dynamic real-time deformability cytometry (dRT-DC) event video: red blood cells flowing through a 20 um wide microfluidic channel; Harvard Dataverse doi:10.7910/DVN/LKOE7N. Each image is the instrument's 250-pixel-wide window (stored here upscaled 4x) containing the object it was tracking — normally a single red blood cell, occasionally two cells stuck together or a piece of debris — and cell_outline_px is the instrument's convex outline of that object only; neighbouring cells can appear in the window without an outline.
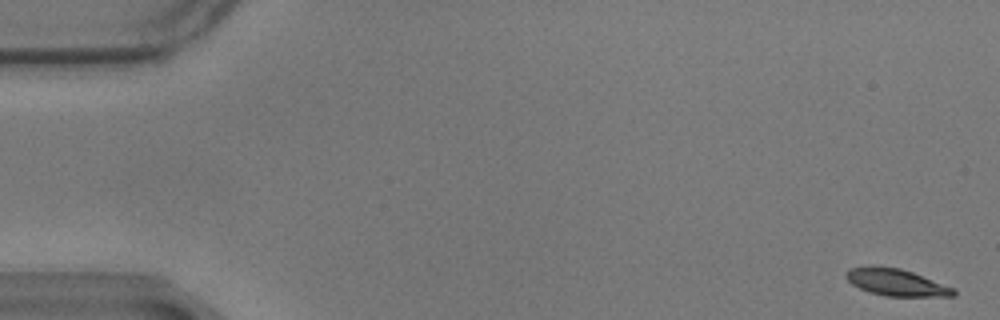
{"species": "common noctule bat (a hibernating species)", "species_latin": "Nyctalus noctula", "temperature_condition": "warm", "stored_images_in_passage": 58, "camera_frame_rate_fps": 3000, "um_per_image_px": 0.085, "animal": {"sex": "male", "body_mass_g": 17.9}, "frame": {"image": 1, "passage_image": 1, "time_ms": 0.0, "image_size_px": [1000, 320], "cell_outline_px": [[956, 296], [884, 296], [868, 292], [852, 284], [844, 276], [848, 268], [872, 264], [900, 268], [912, 272], [956, 288]], "centroid_in_image_um": [76.15, 23.98], "position_along_channel_um": 8.8, "area_um2": 17.22}}
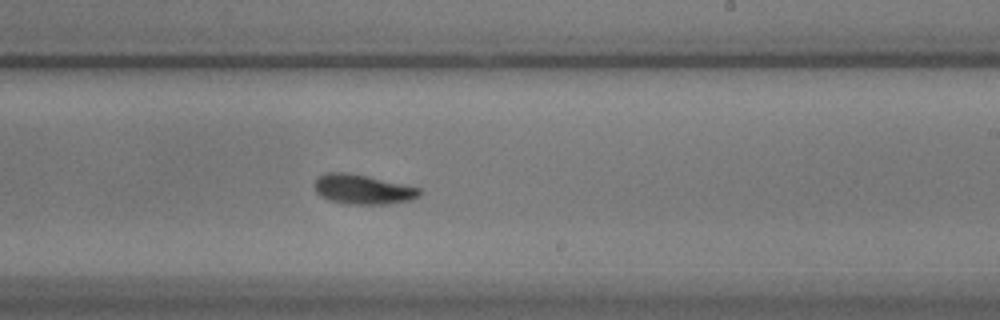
{"frame": {"image": 2, "passage_image": 35, "time_ms": 11.333, "image_size_px": [1000, 320], "cell_outline_px": [[420, 196], [408, 200], [384, 204], [348, 204], [328, 200], [320, 196], [316, 192], [312, 184], [324, 172], [348, 172], [368, 176], [420, 188]], "centroid_in_image_um": [30.77, 16.08], "position_along_channel_um": 258.2, "area_um2": 18.15}}
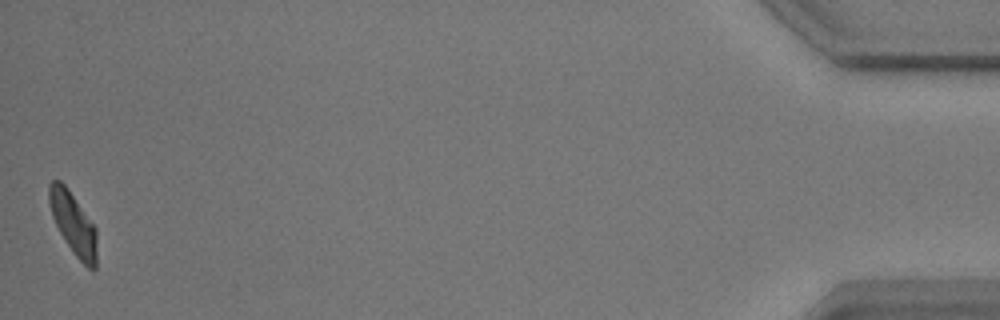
{"frame": {"image": 3, "passage_image": 58, "time_ms": 19.0, "image_size_px": [1000, 320], "cell_outline_px": [[96, 268], [88, 268], [72, 252], [64, 240], [52, 216], [48, 200], [48, 184], [52, 180], [60, 180], [64, 184], [96, 228]], "centroid_in_image_um": [6.2, 18.99], "position_along_channel_um": 429.0, "area_um2": 16.99}, "authors_computed_cell_mechanics": {"area_um2": 17.918, "velocity_mm_per_s": 3.4321, "shape_relaxation_time_tau1_ms": 2.8652, "shape_relaxation_time_tau2_ms": null, "deformation_change_tau1": 0.1407, "deformation_change_tau2": null}}